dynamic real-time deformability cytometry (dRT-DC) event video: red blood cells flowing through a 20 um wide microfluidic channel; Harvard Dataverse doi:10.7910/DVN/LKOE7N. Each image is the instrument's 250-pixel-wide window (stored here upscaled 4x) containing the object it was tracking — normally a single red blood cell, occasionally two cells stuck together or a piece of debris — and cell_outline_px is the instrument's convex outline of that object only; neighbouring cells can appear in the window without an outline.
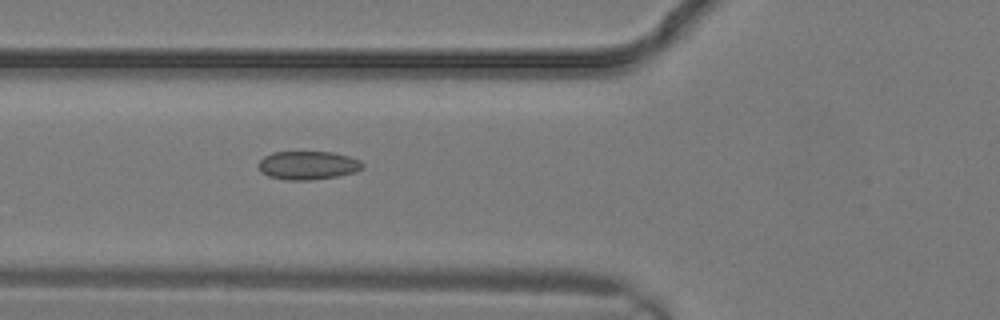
{"species": "common noctule bat (a hibernating species)", "species_latin": "Nyctalus noctula", "temperature_condition": "warm", "stored_images_in_passage": 8, "camera_frame_rate_fps": 3000, "um_per_image_px": 0.085, "animal": {"sex": "male", "body_mass_g": 19.2, "forearm_length_mm": 51.8}, "frame": {"image": 1, "passage_image": 8, "time_ms": 2.333, "image_size_px": [1000, 320], "cell_outline_px": [[364, 168], [356, 172], [336, 176], [312, 180], [288, 180], [268, 176], [260, 172], [256, 164], [264, 156], [272, 152], [332, 152], [348, 156], [360, 160], [364, 164]], "centroid_in_image_um": [26.15, 14.05], "position_along_channel_um": 99.6, "area_um2": 17.46}}